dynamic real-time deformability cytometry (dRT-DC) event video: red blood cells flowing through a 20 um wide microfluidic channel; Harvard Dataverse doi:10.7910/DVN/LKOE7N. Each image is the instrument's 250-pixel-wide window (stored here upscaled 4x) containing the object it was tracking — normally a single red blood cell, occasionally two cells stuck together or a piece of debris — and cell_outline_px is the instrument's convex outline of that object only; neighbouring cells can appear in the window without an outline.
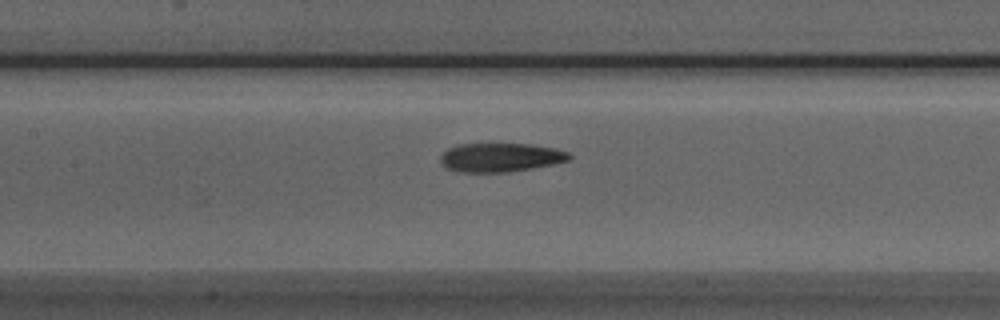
{"species": "Egyptian fruit bat (a non-hibernating species)", "species_latin": "Rousettus aegyptiacus", "temperature_condition": "room temperature", "stored_images_in_passage": 27, "camera_frame_rate_fps": 3000, "um_per_image_px": 0.085, "animal": {"sex": "male"}, "frame": {"image": 1, "passage_image": 9, "time_ms": 2.667, "image_size_px": [1000, 320], "cell_outline_px": [[572, 160], [532, 168], [508, 172], [460, 172], [444, 168], [440, 164], [440, 156], [448, 148], [460, 144], [528, 144], [552, 148], [568, 152], [572, 156]], "centroid_in_image_um": [42.51, 13.39], "position_along_channel_um": 164.9, "area_um2": 21.68}}
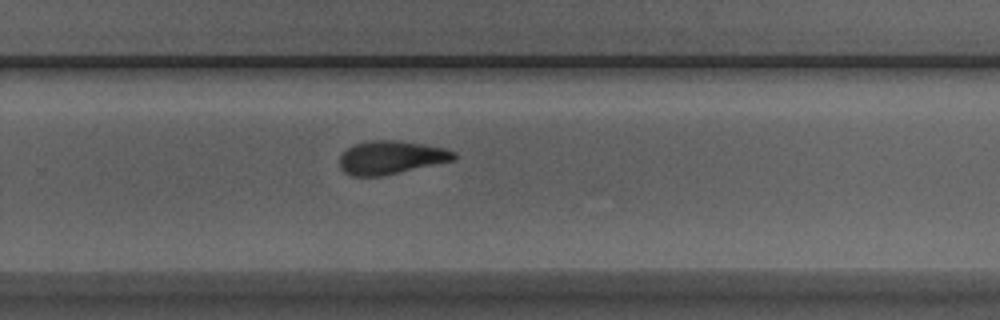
{"frame": {"image": 2, "passage_image": 19, "time_ms": 6.0, "image_size_px": [1000, 320], "cell_outline_px": [[456, 160], [400, 172], [380, 176], [352, 176], [344, 172], [340, 168], [340, 156], [352, 144], [372, 140], [396, 140], [444, 148], [456, 152]], "centroid_in_image_um": [33.23, 13.39], "position_along_channel_um": 296.6, "area_um2": 22.14}}
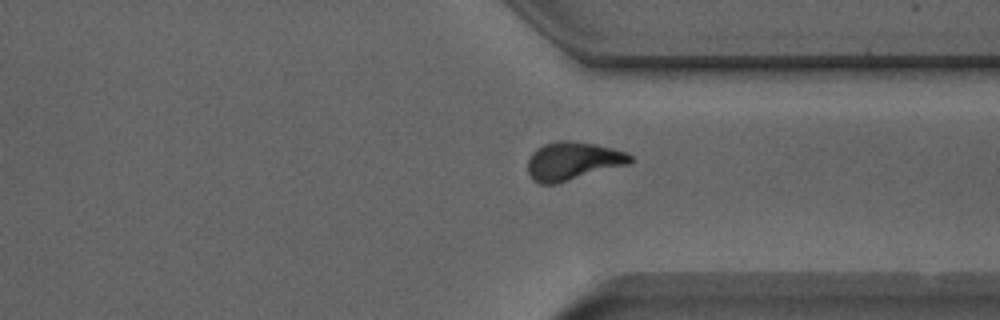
{"frame": {"image": 3, "passage_image": 24, "time_ms": 7.667, "image_size_px": [1000, 320], "cell_outline_px": [[636, 160], [628, 164], [556, 184], [540, 184], [532, 180], [528, 172], [528, 160], [532, 152], [536, 148], [544, 144], [556, 140], [572, 140], [596, 144], [628, 152]], "centroid_in_image_um": [48.69, 13.67], "position_along_channel_um": 362.7, "area_um2": 23.12}}